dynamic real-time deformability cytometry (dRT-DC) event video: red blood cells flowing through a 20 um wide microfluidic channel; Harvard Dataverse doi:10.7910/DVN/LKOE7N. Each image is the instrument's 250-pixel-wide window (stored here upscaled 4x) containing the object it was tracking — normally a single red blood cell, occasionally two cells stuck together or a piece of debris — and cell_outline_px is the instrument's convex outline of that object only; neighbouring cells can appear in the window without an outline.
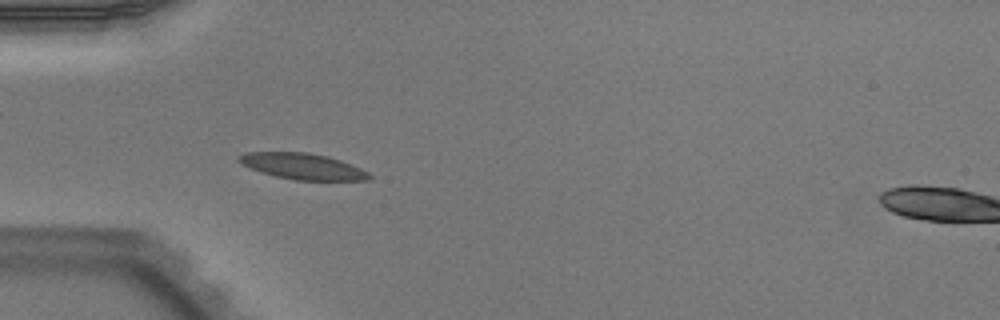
{"species": "Egyptian fruit bat (a non-hibernating species)", "species_latin": "Rousettus aegyptiacus", "temperature_condition": "warm", "stored_images_in_passage": 51, "camera_frame_rate_fps": 3000, "um_per_image_px": 0.085, "animal": {"sex": "male"}, "frame": {"image": 1, "passage_image": 16, "time_ms": 5.0, "image_size_px": [1000, 320], "cell_outline_px": [[372, 176], [368, 180], [296, 180], [276, 176], [260, 172], [248, 168], [240, 164], [236, 160], [236, 156], [244, 152], [308, 152], [328, 156], [340, 160], [360, 168], [368, 172]], "centroid_in_image_um": [25.65, 14.12], "position_along_channel_um": 59.4, "area_um2": 19.94}}
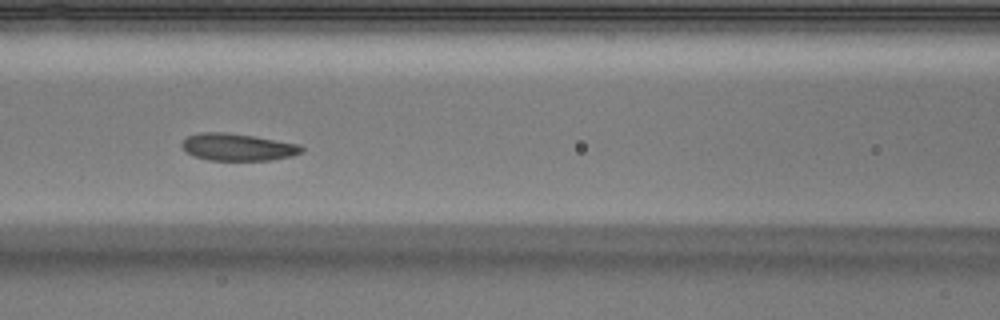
{"frame": {"image": 2, "passage_image": 23, "time_ms": 7.333, "image_size_px": [1000, 320], "cell_outline_px": [[304, 152], [292, 156], [272, 160], [208, 160], [192, 156], [180, 144], [188, 136], [200, 132], [228, 132], [300, 144], [304, 148]], "centroid_in_image_um": [20.23, 12.5], "position_along_channel_um": 146.4, "area_um2": 19.02}}
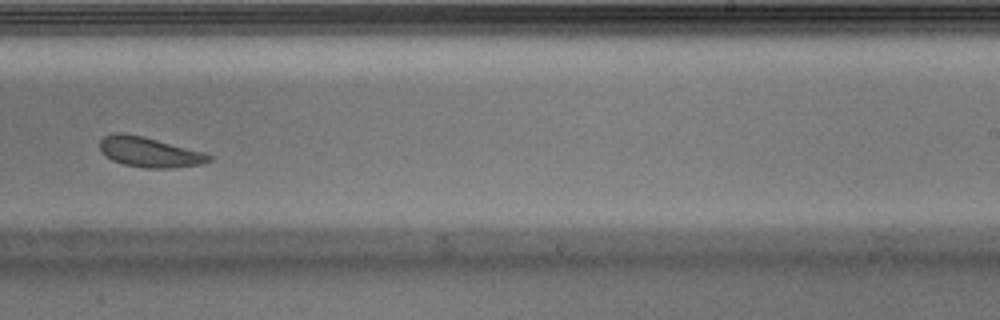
{"frame": {"image": 3, "passage_image": 33, "time_ms": 10.667, "image_size_px": [1000, 320], "cell_outline_px": [[212, 160], [200, 164], [172, 168], [144, 168], [124, 164], [112, 160], [100, 152], [100, 140], [104, 136], [116, 132], [124, 132], [204, 152], [212, 156]], "centroid_in_image_um": [12.67, 12.93], "position_along_channel_um": 276.3, "area_um2": 18.96}, "authors_computed_cell_mechanics": {"area_um2": 19.4208, "velocity_mm_per_s": 3.9096, "shape_relaxation_time_tau1_ms": 2.2011, "shape_relaxation_time_tau2_ms": 1.584, "deformation_change_tau1": 0.0955, "deformation_change_tau2": 0.0753}}